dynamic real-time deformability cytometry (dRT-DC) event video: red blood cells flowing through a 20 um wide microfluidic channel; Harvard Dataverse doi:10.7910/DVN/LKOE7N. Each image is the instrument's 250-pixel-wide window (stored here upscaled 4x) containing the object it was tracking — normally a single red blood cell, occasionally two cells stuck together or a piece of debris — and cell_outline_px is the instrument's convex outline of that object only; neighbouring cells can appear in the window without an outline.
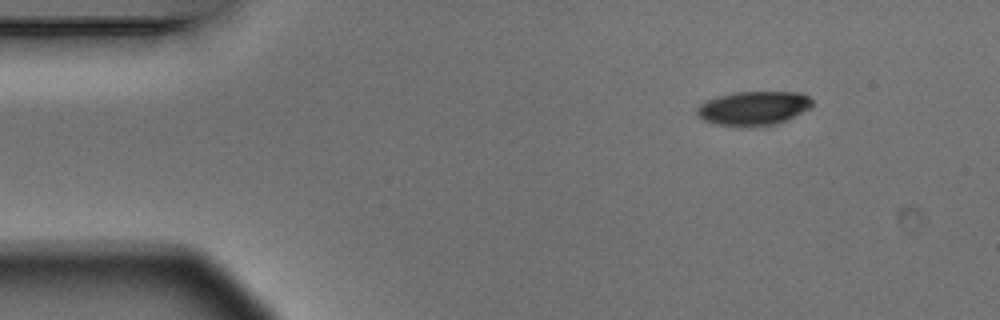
{"species": "Egyptian fruit bat (a non-hibernating species)", "species_latin": "Rousettus aegyptiacus", "temperature_condition": "warm", "stored_images_in_passage": 4, "camera_frame_rate_fps": 3000, "um_per_image_px": 0.085, "animal": {"sex": "male"}, "frame": {"image": 1, "passage_image": 1, "time_ms": 0.0, "image_size_px": [1000, 320], "cell_outline_px": [[812, 108], [776, 124], [716, 124], [704, 120], [696, 116], [696, 108], [704, 100], [736, 92], [800, 92], [808, 96], [812, 100]], "centroid_in_image_um": [64.05, 9.16], "position_along_channel_um": 20.9, "area_um2": 22.31}}
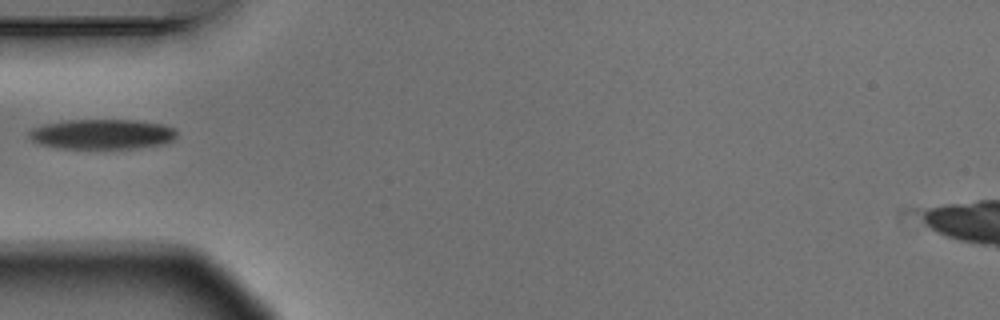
{"frame": {"image": 2, "passage_image": 4, "time_ms": 1.0, "image_size_px": [1000, 320], "cell_outline_px": [[176, 136], [172, 140], [164, 144], [136, 148], [60, 148], [40, 144], [32, 140], [28, 136], [28, 132], [32, 128], [44, 124], [68, 120], [136, 120], [160, 124], [176, 128]], "centroid_in_image_um": [8.68, 11.4], "position_along_channel_um": 76.3, "area_um2": 25.78}}